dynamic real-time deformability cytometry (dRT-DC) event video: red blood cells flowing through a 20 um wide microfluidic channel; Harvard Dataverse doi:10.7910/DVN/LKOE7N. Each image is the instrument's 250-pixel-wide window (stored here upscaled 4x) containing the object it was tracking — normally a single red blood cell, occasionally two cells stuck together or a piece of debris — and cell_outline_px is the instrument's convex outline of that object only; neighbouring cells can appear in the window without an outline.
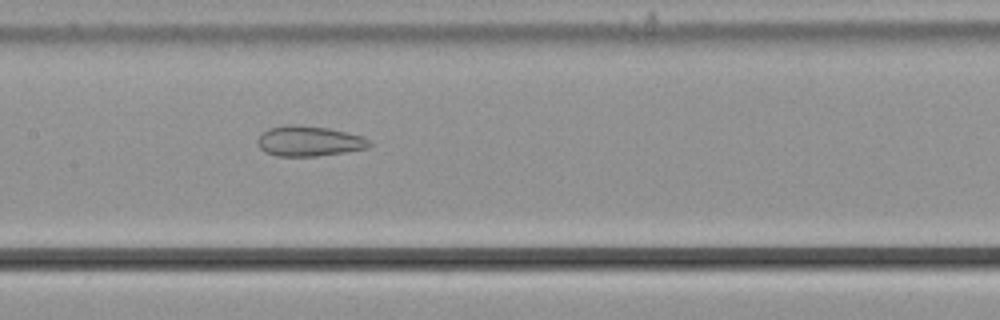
{"species": "common noctule bat (a hibernating species)", "species_latin": "Nyctalus noctula", "temperature_condition": "cold", "stored_images_in_passage": 49, "camera_frame_rate_fps": 3000, "um_per_image_px": 0.085, "animal": {"sex": "male", "body_mass_g": 21.5, "forearm_length_mm": 52.0}, "frame": {"image": 1, "passage_image": 21, "time_ms": 6.667, "image_size_px": [1000, 320], "cell_outline_px": [[372, 144], [368, 148], [344, 152], [316, 156], [276, 156], [264, 152], [256, 144], [256, 140], [268, 128], [288, 124], [296, 124], [328, 128], [364, 136]], "centroid_in_image_um": [26.25, 11.99], "position_along_channel_um": 181.2, "area_um2": 19.83}}
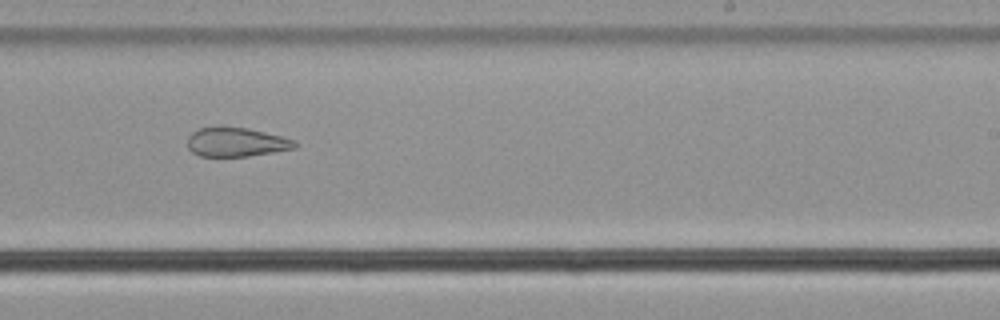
{"frame": {"image": 2, "passage_image": 28, "time_ms": 9.0, "image_size_px": [1000, 320], "cell_outline_px": [[296, 148], [248, 156], [200, 156], [192, 152], [188, 148], [188, 136], [192, 132], [200, 128], [220, 124], [248, 128], [296, 140]], "centroid_in_image_um": [20.04, 12.04], "position_along_channel_um": 269.0, "area_um2": 18.5}}
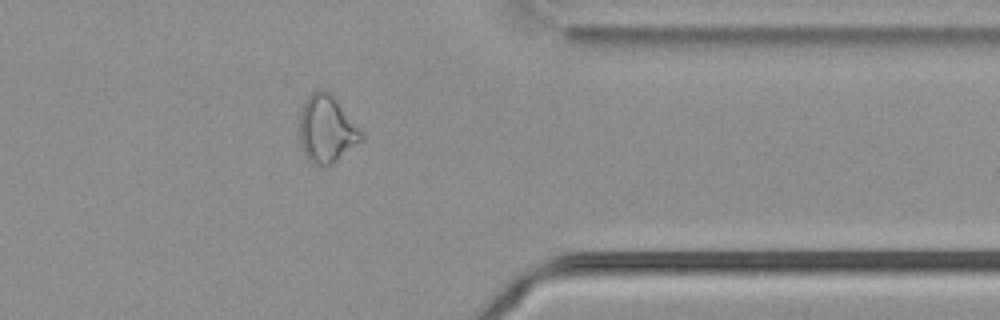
{"frame": {"image": 3, "passage_image": 38, "time_ms": 12.333, "image_size_px": [1000, 320], "cell_outline_px": [[364, 140], [332, 164], [312, 164], [304, 156], [300, 144], [300, 112], [304, 100], [316, 88], [324, 88], [336, 100], [364, 132]], "centroid_in_image_um": [27.77, 10.97], "position_along_channel_um": 383.6, "area_um2": 24.51}, "authors_computed_cell_mechanics": {"area_um2": 24.6228, "velocity_mm_per_s": 3.7818, "shape_relaxation_time_tau1_ms": null, "shape_relaxation_time_tau2_ms": 1.9437, "deformation_change_tau1": null, "deformation_change_tau2": 0.0877}}